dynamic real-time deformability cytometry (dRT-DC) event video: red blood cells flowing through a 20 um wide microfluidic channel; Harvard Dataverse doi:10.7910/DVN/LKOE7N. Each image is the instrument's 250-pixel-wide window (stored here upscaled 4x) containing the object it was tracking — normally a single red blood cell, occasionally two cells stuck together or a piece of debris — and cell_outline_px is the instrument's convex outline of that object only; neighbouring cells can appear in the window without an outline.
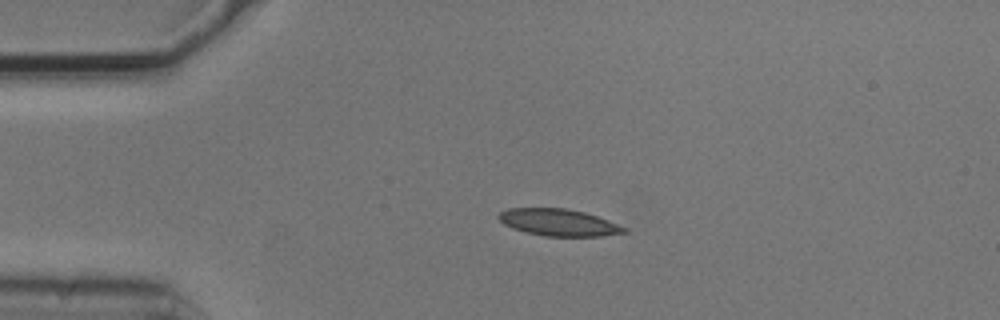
{"species": "common noctule bat (a hibernating species)", "species_latin": "Nyctalus noctula", "temperature_condition": "cold", "stored_images_in_passage": 5, "segment_of_instrument_passage": [1, 2], "camera_frame_rate_fps": 3000, "um_per_image_px": 0.085, "animal": {"sex": "male", "body_mass_g": 20.5, "forearm_length_mm": 52.5}, "frame": {"image": 1, "passage_image": 3, "time_ms": 0.667, "image_size_px": [1000, 320], "cell_outline_px": [[628, 232], [600, 236], [544, 236], [512, 228], [504, 224], [496, 216], [500, 212], [508, 208], [564, 208], [584, 212], [608, 220], [628, 228]], "centroid_in_image_um": [47.49, 18.9], "position_along_channel_um": 37.5, "area_um2": 19.59}}